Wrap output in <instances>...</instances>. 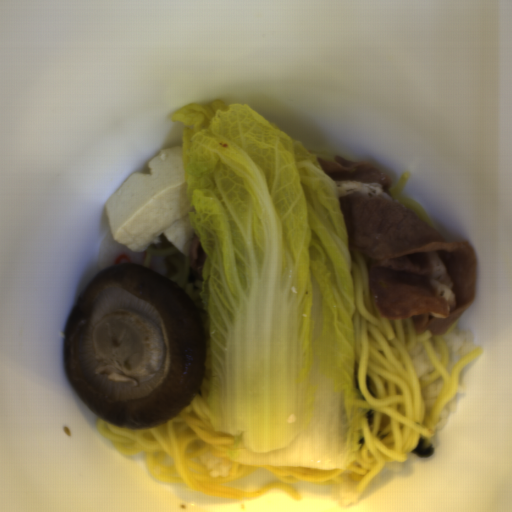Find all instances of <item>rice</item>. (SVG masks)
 I'll return each instance as SVG.
<instances>
[{"mask_svg":"<svg viewBox=\"0 0 512 512\" xmlns=\"http://www.w3.org/2000/svg\"><path fill=\"white\" fill-rule=\"evenodd\" d=\"M447 362L446 369L450 375L452 367L472 350L477 349L474 344V336L468 330H458L455 326L445 339Z\"/></svg>","mask_w":512,"mask_h":512,"instance_id":"obj_1","label":"rice"},{"mask_svg":"<svg viewBox=\"0 0 512 512\" xmlns=\"http://www.w3.org/2000/svg\"><path fill=\"white\" fill-rule=\"evenodd\" d=\"M203 466L206 468L209 475H212L214 477L223 478L230 475L228 468L226 464H224L216 455H208L205 457H202L200 461Z\"/></svg>","mask_w":512,"mask_h":512,"instance_id":"obj_5","label":"rice"},{"mask_svg":"<svg viewBox=\"0 0 512 512\" xmlns=\"http://www.w3.org/2000/svg\"><path fill=\"white\" fill-rule=\"evenodd\" d=\"M443 382L434 380L423 389L425 405L433 407L442 389Z\"/></svg>","mask_w":512,"mask_h":512,"instance_id":"obj_6","label":"rice"},{"mask_svg":"<svg viewBox=\"0 0 512 512\" xmlns=\"http://www.w3.org/2000/svg\"><path fill=\"white\" fill-rule=\"evenodd\" d=\"M329 494L335 505L345 509L356 505L361 497V493L356 489V482L352 481H342L333 484Z\"/></svg>","mask_w":512,"mask_h":512,"instance_id":"obj_2","label":"rice"},{"mask_svg":"<svg viewBox=\"0 0 512 512\" xmlns=\"http://www.w3.org/2000/svg\"><path fill=\"white\" fill-rule=\"evenodd\" d=\"M411 357L413 359L418 377L421 378L431 374L433 370L432 364L423 347L420 345L416 346L412 351Z\"/></svg>","mask_w":512,"mask_h":512,"instance_id":"obj_3","label":"rice"},{"mask_svg":"<svg viewBox=\"0 0 512 512\" xmlns=\"http://www.w3.org/2000/svg\"><path fill=\"white\" fill-rule=\"evenodd\" d=\"M468 390L467 386L458 383L457 390L455 395L451 398V400L446 404L444 410L442 411L439 419L437 420L434 428L443 429L448 423V416L450 412L457 411L458 408V395H462L466 393Z\"/></svg>","mask_w":512,"mask_h":512,"instance_id":"obj_4","label":"rice"}]
</instances>
